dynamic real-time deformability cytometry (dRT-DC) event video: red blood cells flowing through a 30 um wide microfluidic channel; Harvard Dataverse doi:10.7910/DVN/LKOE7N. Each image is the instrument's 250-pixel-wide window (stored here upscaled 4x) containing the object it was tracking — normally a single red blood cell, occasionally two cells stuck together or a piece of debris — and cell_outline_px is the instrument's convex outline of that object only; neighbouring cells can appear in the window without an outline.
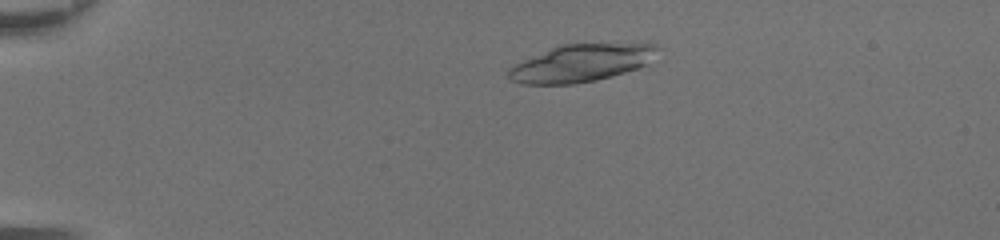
{"species": "common noctule bat (a hibernating species)", "species_latin": "Nyctalus noctula", "temperature_condition": "room temperature", "stored_images_in_passage": 46, "camera_frame_rate_fps": 3000, "um_per_image_px": 0.085, "animal": {"sex": "female", "body_mass_g": 20.0, "forearm_length_mm": 54.0}, "frame": {"image": 1, "passage_image": 9, "time_ms": 2.667, "image_size_px": [1000, 240], "cell_outline_px": [[660, 48], [648, 64], [640, 68], [612, 76], [596, 80], [572, 84], [520, 84], [508, 80], [508, 68], [512, 64], [560, 44], [656, 44]], "centroid_in_image_um": [49.36, 5.37], "position_along_channel_um": 35.6, "area_um2": 32.66}}